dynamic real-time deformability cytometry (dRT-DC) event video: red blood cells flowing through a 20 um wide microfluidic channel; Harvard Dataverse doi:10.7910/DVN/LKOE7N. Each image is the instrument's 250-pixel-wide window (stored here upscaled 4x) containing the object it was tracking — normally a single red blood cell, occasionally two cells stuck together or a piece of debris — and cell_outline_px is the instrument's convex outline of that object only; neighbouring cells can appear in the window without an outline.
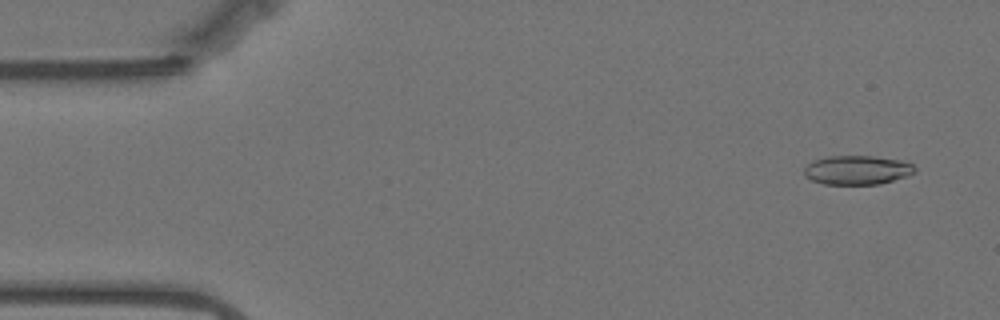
{"species": "Egyptian fruit bat (a non-hibernating species)", "species_latin": "Rousettus aegyptiacus", "temperature_condition": "warm", "stored_images_in_passage": 57, "camera_frame_rate_fps": 3000, "um_per_image_px": 0.085, "animal": {"sex": "female"}, "frame": {"image": 1, "passage_image": 3, "time_ms": 0.667, "image_size_px": [1000, 320], "cell_outline_px": [[916, 172], [908, 176], [880, 184], [824, 184], [812, 180], [804, 176], [804, 168], [812, 160], [828, 156], [872, 156], [900, 160], [912, 164], [916, 168]], "centroid_in_image_um": [72.86, 14.45], "position_along_channel_um": 12.1, "area_um2": 18.84}}
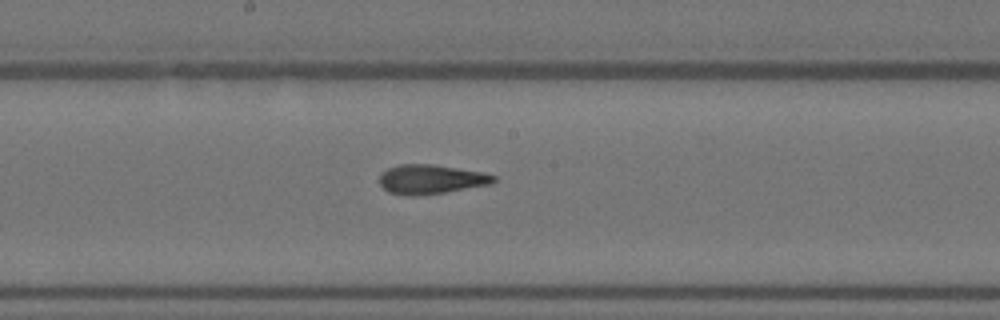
{"frame": {"image": 2, "passage_image": 29, "time_ms": 9.333, "image_size_px": [1000, 320], "cell_outline_px": [[496, 180], [492, 184], [444, 192], [416, 196], [408, 196], [388, 192], [380, 184], [380, 172], [388, 168], [400, 164], [432, 164], [484, 172], [496, 176]], "centroid_in_image_um": [36.62, 15.23], "position_along_channel_um": 211.6, "area_um2": 19.59}}
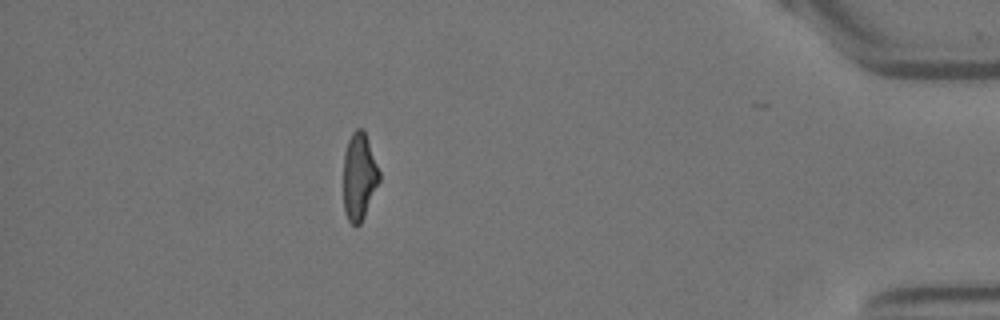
{"frame": {"image": 3, "passage_image": 50, "time_ms": 16.333, "image_size_px": [1000, 320], "cell_outline_px": [[380, 180], [364, 216], [360, 224], [352, 224], [348, 220], [344, 212], [344, 152], [348, 140], [352, 132], [356, 128], [360, 128], [364, 132], [380, 172]], "centroid_in_image_um": [30.52, 15.01], "position_along_channel_um": 404.7, "area_um2": 17.92}, "authors_computed_cell_mechanics": {"area_um2": 19.1896, "velocity_mm_per_s": 3.5277, "shape_relaxation_time_tau1_ms": 6.7179, "shape_relaxation_time_tau2_ms": 2.6473, "deformation_change_tau1": 0.2175, "deformation_change_tau2": 0.1278}}